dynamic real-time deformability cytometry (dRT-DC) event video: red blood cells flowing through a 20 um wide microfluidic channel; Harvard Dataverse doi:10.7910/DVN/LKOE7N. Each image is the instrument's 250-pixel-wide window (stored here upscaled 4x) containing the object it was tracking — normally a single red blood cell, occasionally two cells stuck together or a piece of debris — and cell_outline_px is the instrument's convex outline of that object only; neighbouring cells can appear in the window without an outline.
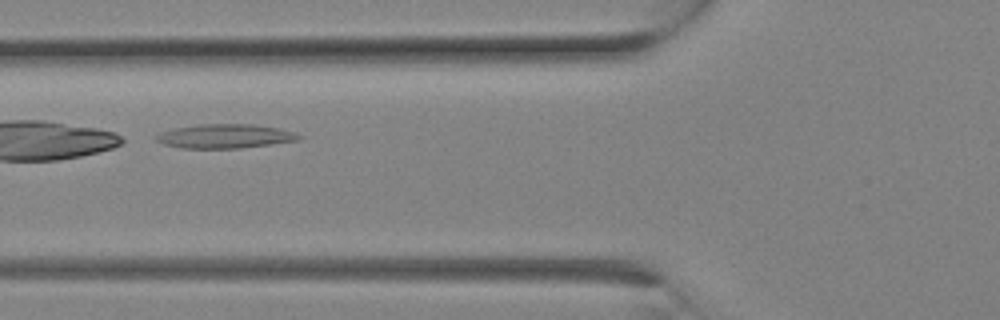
{"species": "Egyptian fruit bat (a non-hibernating species)", "species_latin": "Rousettus aegyptiacus", "temperature_condition": "room temperature", "stored_images_in_passage": 18, "camera_frame_rate_fps": 3000, "um_per_image_px": 0.085, "animal": {"sex": "female"}, "frame": {"image": 1, "passage_image": 3, "time_ms": 0.667, "image_size_px": [1000, 320], "cell_outline_px": [[300, 140], [240, 148], [180, 148], [164, 144], [156, 140], [156, 136], [160, 132], [176, 128], [200, 124], [252, 124], [276, 128], [296, 132], [300, 136]], "centroid_in_image_um": [19.12, 11.58], "position_along_channel_um": 106.7, "area_um2": 19.83}}
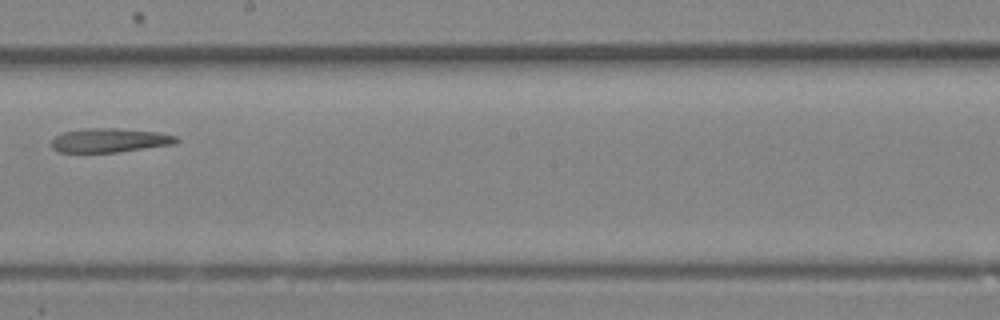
{"frame": {"image": 2, "passage_image": 8, "time_ms": 2.333, "image_size_px": [1000, 320], "cell_outline_px": [[180, 140], [172, 144], [116, 152], [60, 152], [52, 148], [52, 140], [56, 136], [64, 132], [84, 128], [116, 128], [156, 132], [176, 136]], "centroid_in_image_um": [9.29, 11.92], "position_along_channel_um": 238.9, "area_um2": 17.22}}
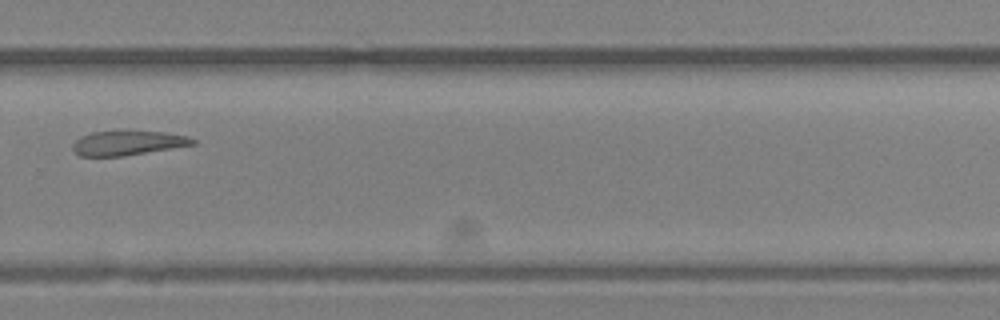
{"frame": {"image": 3, "passage_image": 11, "time_ms": 3.333, "image_size_px": [1000, 320], "cell_outline_px": [[196, 144], [124, 156], [80, 156], [72, 148], [72, 144], [80, 136], [92, 132], [124, 128], [128, 128], [164, 132], [188, 136], [196, 140]], "centroid_in_image_um": [10.86, 12.1], "position_along_channel_um": 318.9, "area_um2": 17.92}}